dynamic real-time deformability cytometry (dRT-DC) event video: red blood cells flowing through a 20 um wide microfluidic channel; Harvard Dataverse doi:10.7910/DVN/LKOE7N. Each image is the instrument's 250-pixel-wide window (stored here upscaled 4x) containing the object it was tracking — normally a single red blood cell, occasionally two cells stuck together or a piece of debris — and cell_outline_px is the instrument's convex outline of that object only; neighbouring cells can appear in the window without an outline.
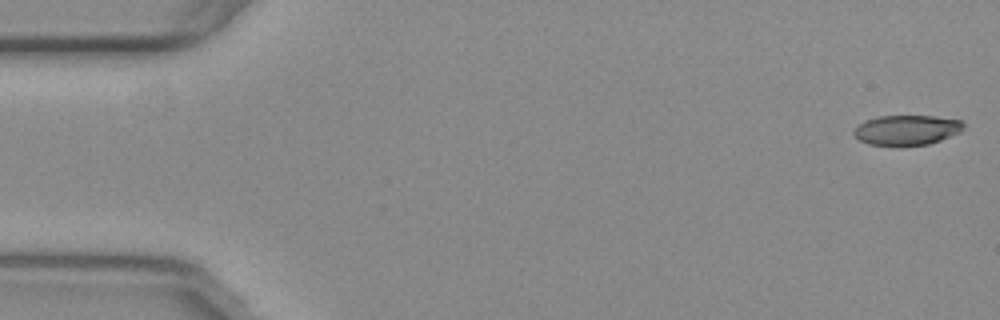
{"species": "common noctule bat (a hibernating species)", "species_latin": "Nyctalus noctula", "temperature_condition": "warm", "stored_images_in_passage": 8, "camera_frame_rate_fps": 3000, "um_per_image_px": 0.085, "animal": {"sex": "female", "body_mass_g": 29.2, "forearm_length_mm": 56.3}, "frame": {"image": 1, "passage_image": 1, "time_ms": 0.0, "image_size_px": [1000, 320], "cell_outline_px": [[964, 128], [960, 132], [940, 140], [928, 144], [868, 144], [860, 140], [852, 132], [864, 120], [876, 116], [936, 116], [964, 120]], "centroid_in_image_um": [77.11, 11.02], "position_along_channel_um": 7.9, "area_um2": 18.9}}